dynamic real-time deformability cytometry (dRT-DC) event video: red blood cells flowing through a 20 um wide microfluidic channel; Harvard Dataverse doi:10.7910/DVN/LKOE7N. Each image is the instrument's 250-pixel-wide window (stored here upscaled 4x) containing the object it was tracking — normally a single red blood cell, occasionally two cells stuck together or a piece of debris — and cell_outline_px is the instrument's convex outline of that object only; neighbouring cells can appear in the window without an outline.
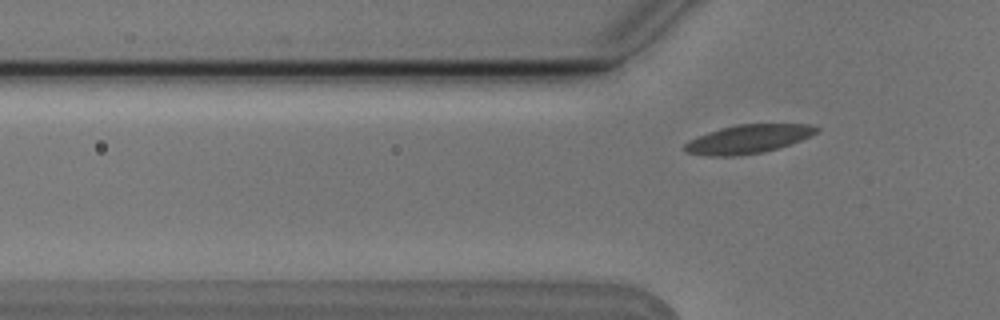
{"species": "Egyptian fruit bat (a non-hibernating species)", "species_latin": "Rousettus aegyptiacus", "temperature_condition": "cold", "stored_images_in_passage": 6, "camera_frame_rate_fps": 3000, "um_per_image_px": 0.085, "animal": {"sex": "male"}, "frame": {"image": 1, "passage_image": 3, "time_ms": 0.667, "image_size_px": [1000, 320], "cell_outline_px": [[820, 128], [816, 132], [800, 140], [764, 152], [732, 156], [704, 156], [684, 152], [684, 144], [688, 140], [696, 136], [720, 128], [736, 124], [812, 124]], "centroid_in_image_um": [63.51, 11.82], "position_along_channel_um": 62.3, "area_um2": 21.96}}
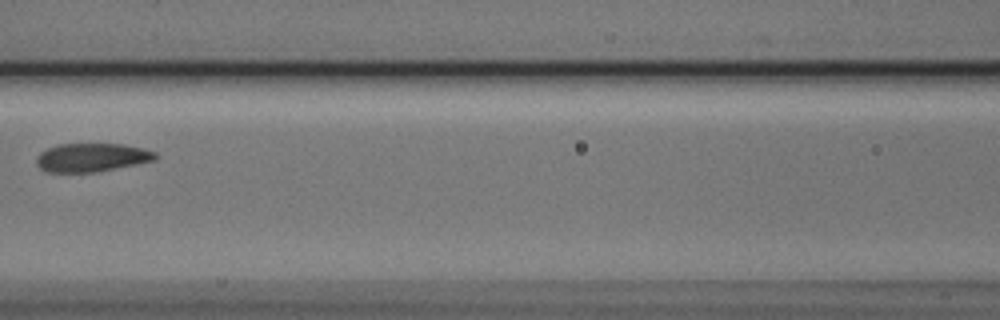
{"frame": {"image": 2, "passage_image": 5, "time_ms": 1.333, "image_size_px": [1000, 320], "cell_outline_px": [[160, 156], [156, 160], [136, 164], [92, 172], [44, 172], [36, 164], [36, 156], [40, 152], [48, 148], [60, 144], [124, 144], [144, 148], [156, 152]], "centroid_in_image_um": [7.8, 13.38], "position_along_channel_um": 158.8, "area_um2": 19.83}}
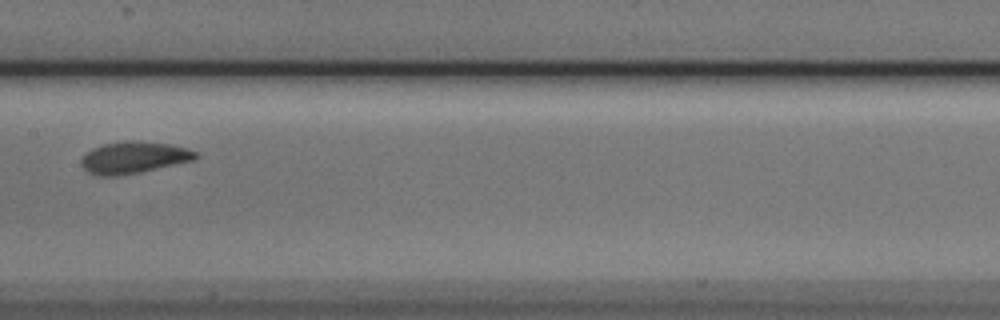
{"frame": {"image": 3, "passage_image": 6, "time_ms": 1.667, "image_size_px": [1000, 320], "cell_outline_px": [[200, 156], [196, 160], [140, 172], [116, 176], [100, 176], [88, 172], [80, 164], [80, 160], [84, 152], [92, 148], [104, 144], [120, 140], [136, 140], [172, 144], [188, 148], [200, 152]], "centroid_in_image_um": [11.4, 13.37], "position_along_channel_um": 196.0, "area_um2": 21.79}}